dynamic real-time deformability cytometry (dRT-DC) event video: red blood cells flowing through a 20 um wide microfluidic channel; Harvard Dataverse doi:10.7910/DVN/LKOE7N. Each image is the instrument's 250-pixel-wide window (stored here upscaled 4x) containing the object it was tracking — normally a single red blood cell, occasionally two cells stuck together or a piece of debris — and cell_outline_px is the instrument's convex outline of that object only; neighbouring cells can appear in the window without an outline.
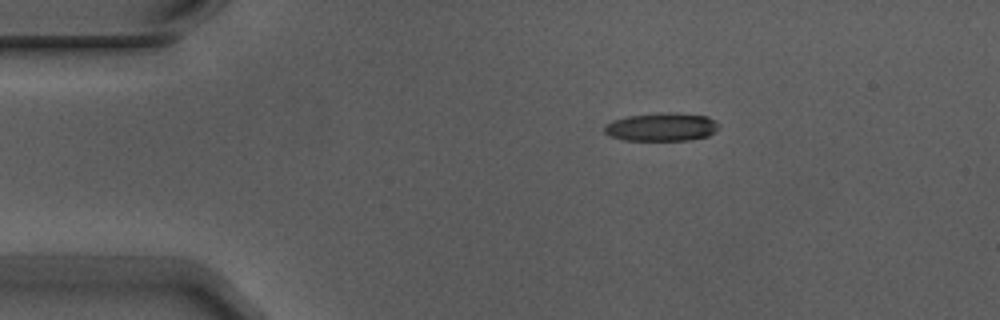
{"species": "Egyptian fruit bat (a non-hibernating species)", "species_latin": "Rousettus aegyptiacus", "temperature_condition": "warm", "stored_images_in_passage": 7, "camera_frame_rate_fps": 3000, "um_per_image_px": 0.085, "animal": {"sex": "male"}, "frame": {"image": 1, "passage_image": 1, "time_ms": 0.0, "image_size_px": [1000, 320], "cell_outline_px": [[716, 128], [708, 136], [688, 140], [624, 140], [612, 136], [604, 132], [604, 128], [612, 120], [628, 116], [660, 112], [672, 112], [708, 116], [716, 120]], "centroid_in_image_um": [56.22, 10.78], "position_along_channel_um": 28.8, "area_um2": 18.67}}
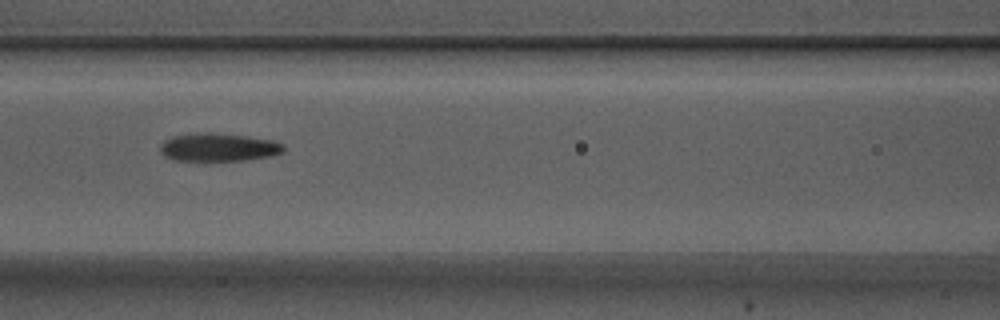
{"frame": {"image": 2, "passage_image": 5, "time_ms": 1.333, "image_size_px": [1000, 320], "cell_outline_px": [[284, 152], [272, 156], [244, 160], [172, 160], [164, 156], [160, 152], [160, 144], [164, 140], [172, 136], [208, 132], [244, 136], [272, 140], [284, 144]], "centroid_in_image_um": [18.56, 12.52], "position_along_channel_um": 148.0, "area_um2": 20.11}}
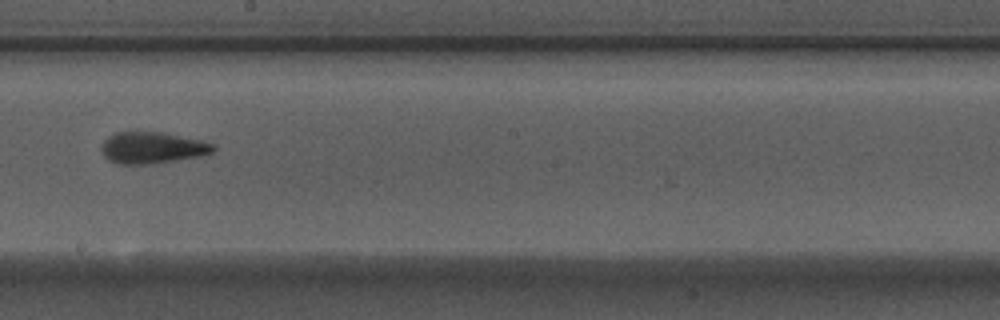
{"frame": {"image": 3, "passage_image": 7, "time_ms": 2.0, "image_size_px": [1000, 320], "cell_outline_px": [[216, 148], [212, 152], [200, 156], [156, 164], [116, 164], [108, 160], [104, 156], [100, 148], [104, 140], [108, 136], [116, 132], [160, 132], [200, 140], [212, 144]], "centroid_in_image_um": [12.9, 12.57], "position_along_channel_um": 235.3, "area_um2": 20.58}}